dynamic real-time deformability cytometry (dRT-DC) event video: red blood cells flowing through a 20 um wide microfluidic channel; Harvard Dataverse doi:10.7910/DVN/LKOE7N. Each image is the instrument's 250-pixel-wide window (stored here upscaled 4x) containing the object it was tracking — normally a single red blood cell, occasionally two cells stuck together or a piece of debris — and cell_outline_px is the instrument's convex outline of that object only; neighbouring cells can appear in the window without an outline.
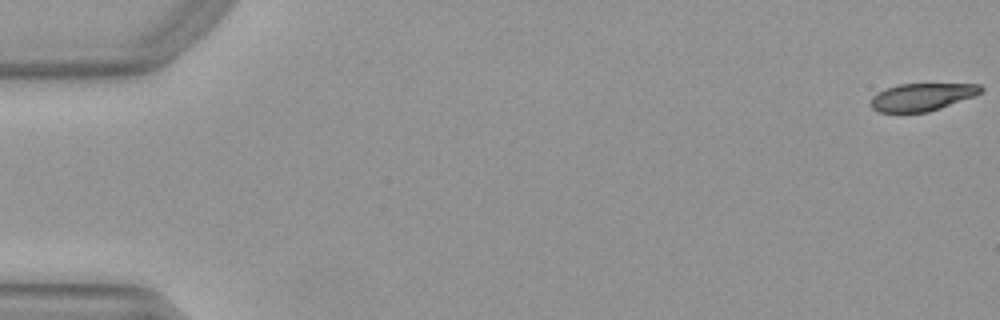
{"species": "Egyptian fruit bat (a non-hibernating species)", "species_latin": "Rousettus aegyptiacus", "temperature_condition": "warm", "stored_images_in_passage": 7, "camera_frame_rate_fps": 3000, "um_per_image_px": 0.085, "animal": {"sex": "female"}, "frame": {"image": 1, "passage_image": 1, "time_ms": 0.0, "image_size_px": [1000, 320], "cell_outline_px": [[984, 92], [940, 108], [928, 112], [880, 112], [872, 108], [868, 104], [872, 96], [876, 92], [900, 84], [980, 84], [984, 88]], "centroid_in_image_um": [78.35, 8.24], "position_along_channel_um": 6.7, "area_um2": 17.69}}